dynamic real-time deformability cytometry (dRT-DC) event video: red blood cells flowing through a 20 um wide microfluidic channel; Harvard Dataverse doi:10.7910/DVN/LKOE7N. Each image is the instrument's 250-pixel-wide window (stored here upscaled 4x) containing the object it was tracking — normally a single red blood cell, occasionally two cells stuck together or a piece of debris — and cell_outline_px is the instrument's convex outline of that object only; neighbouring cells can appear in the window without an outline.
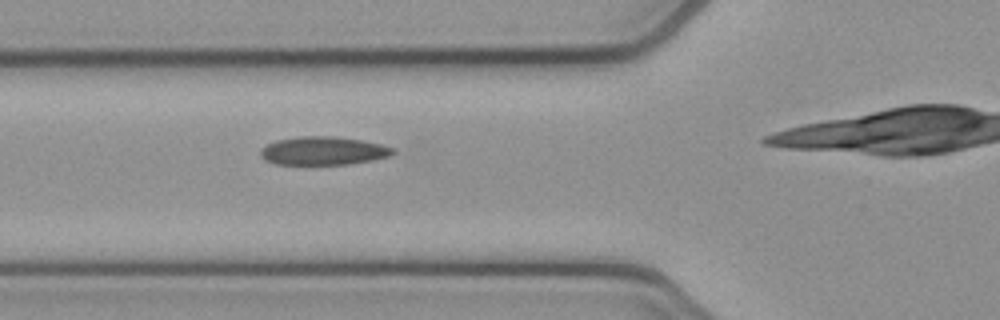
{"species": "common noctule bat (a hibernating species)", "species_latin": "Nyctalus noctula", "temperature_condition": "cold", "stored_images_in_passage": 3, "camera_frame_rate_fps": 3000, "um_per_image_px": 0.085, "animal": {"sex": "female", "body_mass_g": 21.9}, "frame": {"image": 1, "passage_image": 2, "time_ms": 0.333, "image_size_px": [1000, 320], "cell_outline_px": [[396, 152], [388, 156], [372, 160], [348, 164], [304, 168], [276, 164], [264, 160], [260, 156], [260, 148], [276, 140], [304, 136], [332, 136], [360, 140], [380, 144], [396, 148]], "centroid_in_image_um": [27.41, 12.88], "position_along_channel_um": 98.4, "area_um2": 22.83}}